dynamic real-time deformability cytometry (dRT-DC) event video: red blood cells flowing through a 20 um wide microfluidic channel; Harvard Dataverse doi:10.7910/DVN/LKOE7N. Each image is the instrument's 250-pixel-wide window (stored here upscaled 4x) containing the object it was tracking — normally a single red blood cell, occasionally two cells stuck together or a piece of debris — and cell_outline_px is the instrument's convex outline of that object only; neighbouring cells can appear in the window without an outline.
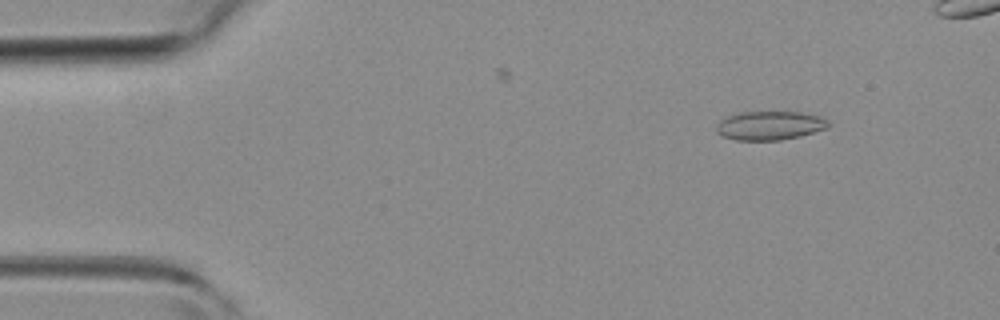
{"species": "common noctule bat (a hibernating species)", "species_latin": "Nyctalus noctula", "temperature_condition": "room temperature", "stored_images_in_passage": 42, "camera_frame_rate_fps": 3000, "um_per_image_px": 0.085, "animal": {"sex": "female", "body_mass_g": 19.3, "forearm_length_mm": 54.1}, "frame": {"image": 1, "passage_image": 4, "time_ms": 1.0, "image_size_px": [1000, 320], "cell_outline_px": [[828, 128], [800, 136], [780, 140], [736, 140], [720, 136], [716, 132], [716, 124], [720, 120], [728, 116], [740, 112], [804, 112], [824, 116], [828, 120]], "centroid_in_image_um": [65.44, 10.67], "position_along_channel_um": 19.6, "area_um2": 19.07}}
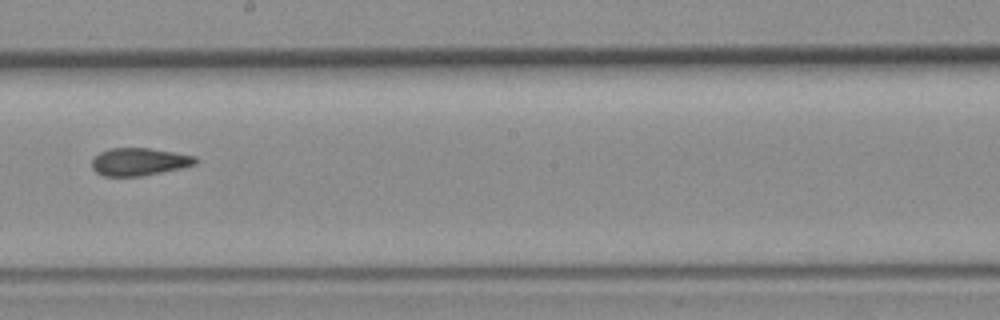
{"frame": {"image": 2, "passage_image": 25, "time_ms": 8.0, "image_size_px": [1000, 320], "cell_outline_px": [[196, 164], [180, 168], [140, 176], [104, 176], [96, 172], [92, 168], [92, 160], [100, 152], [108, 148], [148, 148], [196, 156]], "centroid_in_image_um": [11.79, 13.74], "position_along_channel_um": 236.4, "area_um2": 16.47}}
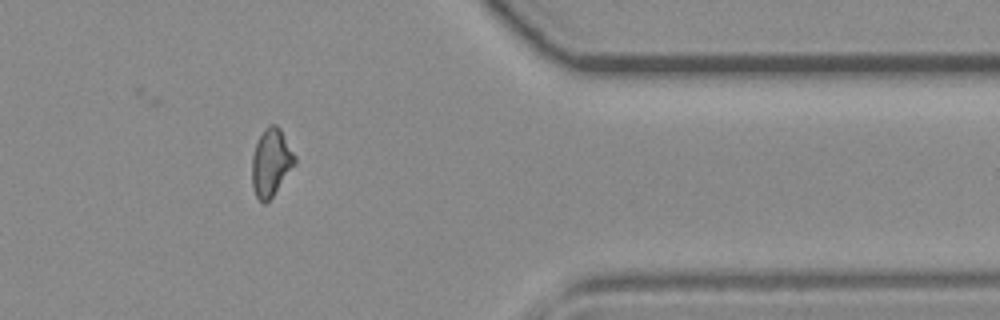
{"frame": {"image": 3, "passage_image": 37, "time_ms": 12.0, "image_size_px": [1000, 320], "cell_outline_px": [[296, 164], [272, 196], [264, 204], [256, 196], [252, 188], [252, 156], [256, 144], [264, 128], [268, 124], [276, 124], [280, 128], [296, 156]], "centroid_in_image_um": [23.04, 13.79], "position_along_channel_um": 388.4, "area_um2": 16.82}}